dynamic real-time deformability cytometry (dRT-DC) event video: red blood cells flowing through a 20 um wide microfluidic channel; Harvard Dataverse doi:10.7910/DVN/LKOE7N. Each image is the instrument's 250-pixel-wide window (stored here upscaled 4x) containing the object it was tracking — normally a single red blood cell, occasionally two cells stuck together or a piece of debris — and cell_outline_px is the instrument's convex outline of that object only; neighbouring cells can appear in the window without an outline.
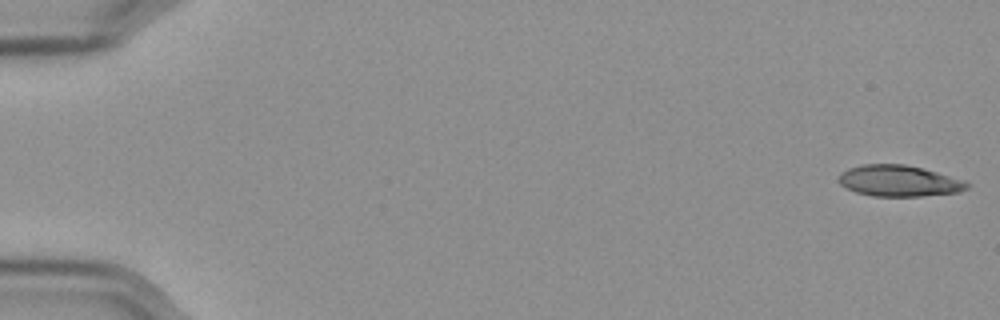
{"species": "Egyptian fruit bat (a non-hibernating species)", "species_latin": "Rousettus aegyptiacus", "temperature_condition": "cold", "stored_images_in_passage": 57, "camera_frame_rate_fps": 3000, "um_per_image_px": 0.085, "frame": {"image": 1, "passage_image": 1, "time_ms": 0.0, "image_size_px": [1000, 320], "cell_outline_px": [[968, 188], [960, 192], [920, 196], [872, 196], [856, 192], [840, 184], [840, 172], [848, 168], [864, 164], [904, 164], [936, 172], [964, 180], [968, 184]], "centroid_in_image_um": [76.41, 15.38], "position_along_channel_um": 8.6, "area_um2": 23.06}}
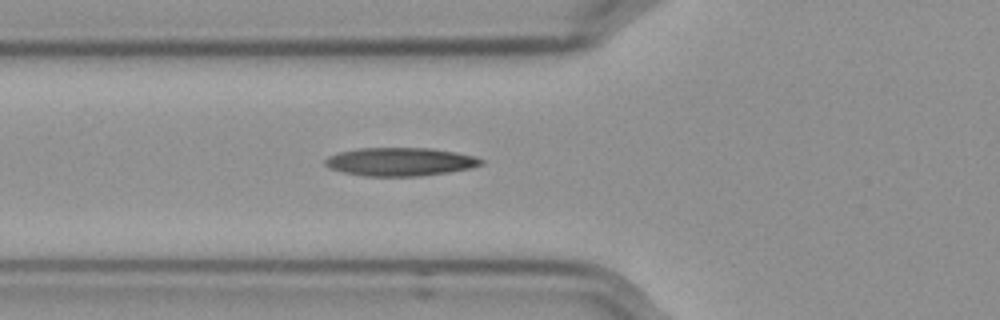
{"frame": {"image": 2, "passage_image": 21, "time_ms": 6.667, "image_size_px": [1000, 320], "cell_outline_px": [[484, 164], [472, 168], [448, 172], [420, 176], [364, 176], [344, 172], [328, 168], [324, 164], [324, 160], [328, 156], [336, 152], [356, 148], [432, 148], [456, 152], [476, 156], [484, 160]], "centroid_in_image_um": [34.01, 13.74], "position_along_channel_um": 91.8, "area_um2": 26.07}}
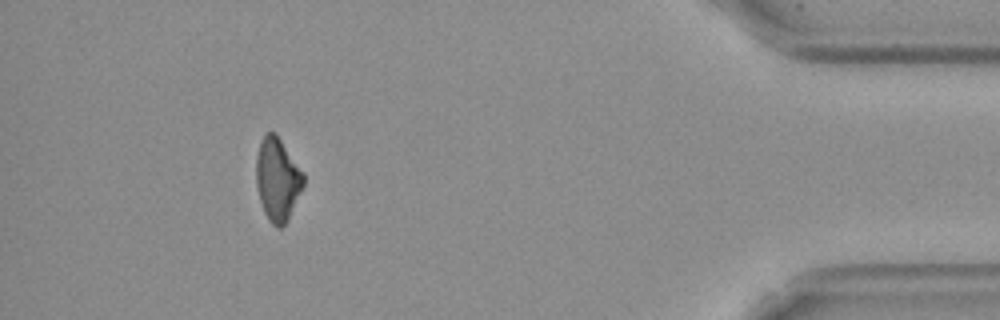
{"frame": {"image": 3, "passage_image": 52, "time_ms": 17.0, "image_size_px": [1000, 320], "cell_outline_px": [[304, 184], [288, 220], [280, 228], [276, 228], [268, 220], [264, 212], [260, 200], [256, 184], [256, 156], [260, 140], [268, 132], [276, 132], [304, 172]], "centroid_in_image_um": [23.59, 15.23], "position_along_channel_um": 411.6, "area_um2": 23.06}, "authors_computed_cell_mechanics": {"area_um2": 24.1604, "velocity_mm_per_s": 3.5946, "shape_relaxation_time_tau1_ms": null, "shape_relaxation_time_tau2_ms": 4.8465, "deformation_change_tau1": null, "deformation_change_tau2": 0.1455}}